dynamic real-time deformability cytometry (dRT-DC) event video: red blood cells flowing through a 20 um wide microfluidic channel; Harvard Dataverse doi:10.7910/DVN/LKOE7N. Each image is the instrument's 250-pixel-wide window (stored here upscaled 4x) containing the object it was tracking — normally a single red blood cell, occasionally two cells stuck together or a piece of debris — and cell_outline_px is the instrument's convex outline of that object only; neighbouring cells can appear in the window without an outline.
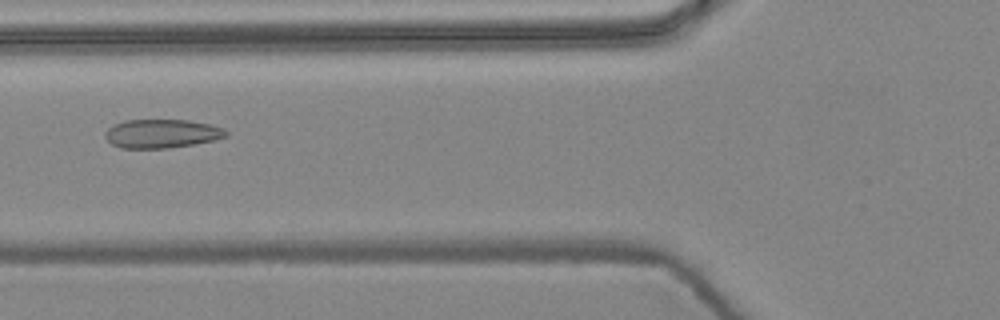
{"species": "common noctule bat (a hibernating species)", "species_latin": "Nyctalus noctula", "temperature_condition": "warm", "stored_images_in_passage": 6, "camera_frame_rate_fps": 3000, "um_per_image_px": 0.085, "animal": {"sex": "female", "body_mass_g": 24.6, "forearm_length_mm": 56.2}, "frame": {"image": 1, "passage_image": 6, "time_ms": 1.667, "image_size_px": [1000, 320], "cell_outline_px": [[228, 136], [212, 140], [192, 144], [168, 148], [120, 148], [112, 144], [104, 136], [104, 132], [108, 128], [124, 120], [188, 120], [208, 124], [224, 128], [228, 132]], "centroid_in_image_um": [13.73, 11.35], "position_along_channel_um": 112.1, "area_um2": 20.11}}